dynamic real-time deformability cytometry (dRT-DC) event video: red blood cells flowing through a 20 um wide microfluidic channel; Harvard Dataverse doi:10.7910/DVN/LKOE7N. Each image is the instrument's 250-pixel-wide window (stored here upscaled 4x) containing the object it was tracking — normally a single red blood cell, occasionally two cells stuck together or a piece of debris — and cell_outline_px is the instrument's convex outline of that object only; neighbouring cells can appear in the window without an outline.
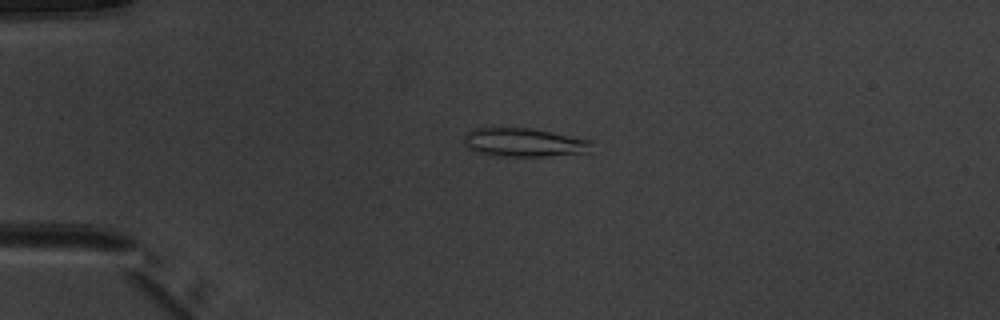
{"species": "common noctule bat (a hibernating species)", "species_latin": "Nyctalus noctula", "temperature_condition": "warm", "stored_images_in_passage": 5, "camera_frame_rate_fps": 3000, "um_per_image_px": 0.085, "animal": {"sex": "male", "body_mass_g": 20.1, "forearm_length_mm": 53.5}, "frame": {"image": 1, "passage_image": 4, "time_ms": 3.667, "image_size_px": [1000, 320], "cell_outline_px": [[592, 140], [588, 152], [548, 156], [496, 156], [480, 152], [468, 148], [464, 144], [464, 132], [476, 128], [532, 128]], "centroid_in_image_um": [44.51, 12.1], "position_along_channel_um": 40.5, "area_um2": 21.21}}